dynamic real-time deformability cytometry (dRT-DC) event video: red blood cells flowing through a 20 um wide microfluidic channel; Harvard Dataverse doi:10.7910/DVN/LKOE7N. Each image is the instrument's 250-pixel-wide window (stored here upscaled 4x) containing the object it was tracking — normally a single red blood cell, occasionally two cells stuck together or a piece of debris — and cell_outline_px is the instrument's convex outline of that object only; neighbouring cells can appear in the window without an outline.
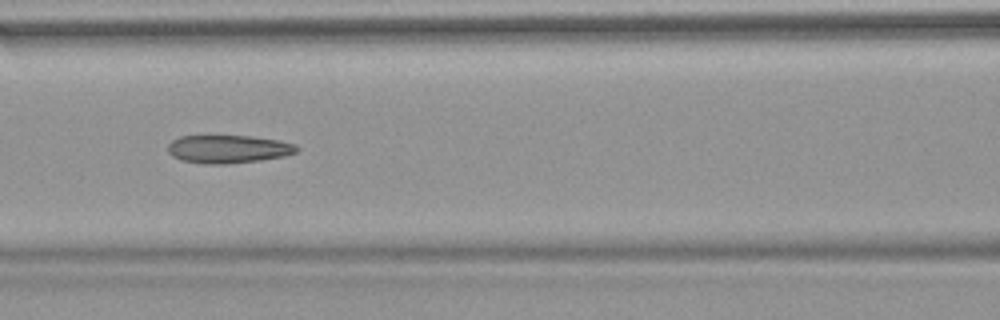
{"species": "common noctule bat (a hibernating species)", "species_latin": "Nyctalus noctula", "temperature_condition": "warm", "stored_images_in_passage": 52, "camera_frame_rate_fps": 3000, "um_per_image_px": 0.085, "animal": {"sex": "female", "body_mass_g": 18.4}, "frame": {"image": 1, "passage_image": 23, "time_ms": 7.333, "image_size_px": [1000, 320], "cell_outline_px": [[300, 148], [296, 152], [284, 156], [260, 160], [224, 164], [204, 164], [180, 160], [172, 156], [168, 152], [168, 144], [172, 140], [180, 136], [252, 136], [280, 140], [296, 144]], "centroid_in_image_um": [19.4, 12.67], "position_along_channel_um": 147.2, "area_um2": 21.21}, "authors_computed_cell_mechanics": {"area_um2": 22.0796, "velocity_mm_per_s": 3.8253, "shape_relaxation_time_tau1_ms": null, "shape_relaxation_time_tau2_ms": 2.8991, "deformation_change_tau1": null, "deformation_change_tau2": 0.1199}}